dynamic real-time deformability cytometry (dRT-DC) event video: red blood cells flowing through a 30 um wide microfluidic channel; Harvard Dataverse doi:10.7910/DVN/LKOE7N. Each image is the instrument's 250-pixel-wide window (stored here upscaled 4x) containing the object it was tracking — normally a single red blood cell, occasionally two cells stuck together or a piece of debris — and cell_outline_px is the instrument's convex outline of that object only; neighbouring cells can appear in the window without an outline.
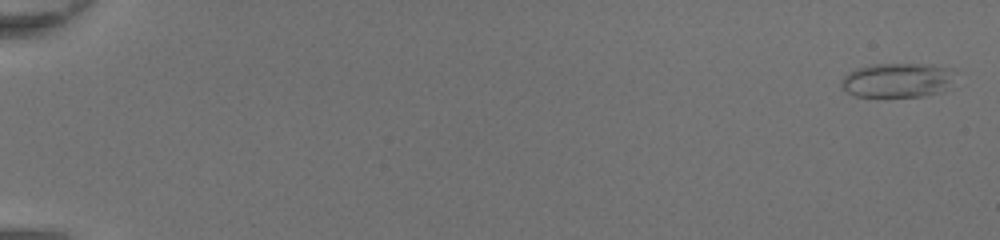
{"species": "common noctule bat (a hibernating species)", "species_latin": "Nyctalus noctula", "temperature_condition": "room temperature", "stored_images_in_passage": 50, "camera_frame_rate_fps": 3000, "um_per_image_px": 0.085, "animal": {"sex": "female", "body_mass_g": 20.0, "forearm_length_mm": 54.0}, "frame": {"image": 1, "passage_image": 2, "time_ms": 0.333, "image_size_px": [1000, 240], "cell_outline_px": [[956, 68], [952, 88], [944, 92], [924, 96], [856, 96], [848, 92], [840, 84], [844, 76], [848, 72], [856, 68], [872, 64], [932, 64]], "centroid_in_image_um": [76.41, 6.8], "position_along_channel_um": 8.6, "area_um2": 23.41}}
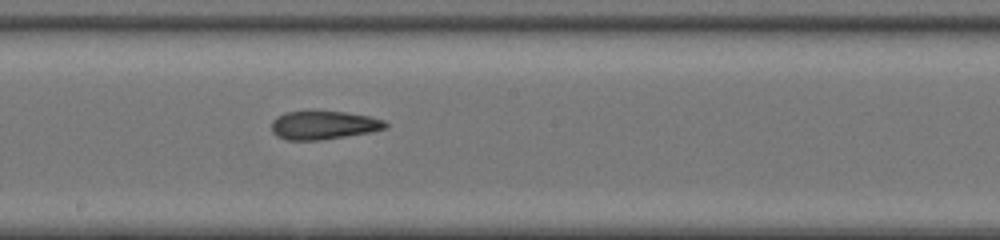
{"frame": {"image": 2, "passage_image": 30, "time_ms": 9.667, "image_size_px": [1000, 240], "cell_outline_px": [[388, 128], [372, 132], [320, 140], [288, 140], [276, 136], [272, 132], [272, 120], [276, 116], [284, 112], [308, 108], [344, 112], [368, 116], [384, 120], [388, 124]], "centroid_in_image_um": [27.46, 10.59], "position_along_channel_um": 220.7, "area_um2": 19.71}}
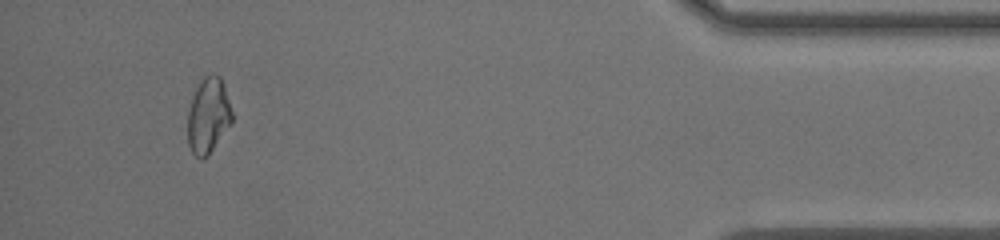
{"frame": {"image": 3, "passage_image": 47, "time_ms": 15.333, "image_size_px": [1000, 240], "cell_outline_px": [[232, 124], [208, 156], [200, 160], [192, 152], [188, 144], [188, 112], [192, 96], [200, 80], [204, 76], [212, 72], [220, 76], [224, 84], [232, 112]], "centroid_in_image_um": [17.71, 9.82], "position_along_channel_um": 417.5, "area_um2": 19.83}, "authors_computed_cell_mechanics": {"area_um2": 20.6346, "velocity_mm_per_s": 4.4498, "shape_relaxation_time_tau1_ms": null, "shape_relaxation_time_tau2_ms": 2.0537, "deformation_change_tau1": null, "deformation_change_tau2": 0.0758}}